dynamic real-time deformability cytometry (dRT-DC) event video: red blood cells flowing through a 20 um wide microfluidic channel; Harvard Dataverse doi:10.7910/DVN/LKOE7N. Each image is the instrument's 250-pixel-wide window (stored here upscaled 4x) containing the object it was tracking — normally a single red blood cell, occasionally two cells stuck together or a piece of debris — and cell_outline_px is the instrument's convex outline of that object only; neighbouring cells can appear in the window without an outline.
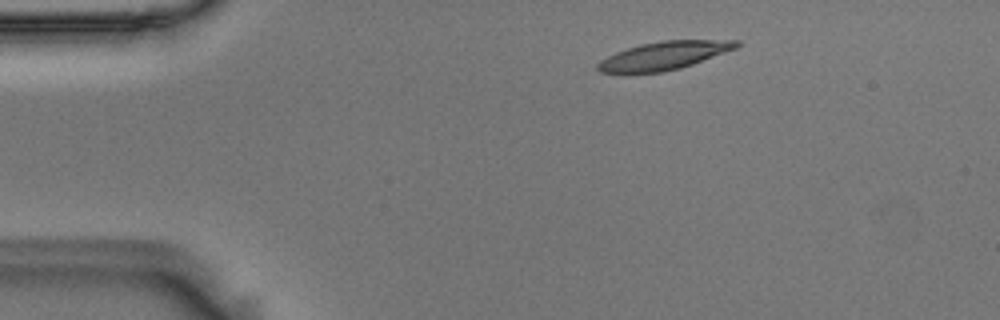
{"species": "Egyptian fruit bat (a non-hibernating species)", "species_latin": "Rousettus aegyptiacus", "temperature_condition": "room temperature", "stored_images_in_passage": 37, "camera_frame_rate_fps": 3000, "um_per_image_px": 0.085, "animal": {"sex": "male"}, "frame": {"image": 1, "passage_image": 1, "time_ms": 0.0, "image_size_px": [1000, 320], "cell_outline_px": [[740, 44], [736, 48], [692, 64], [680, 68], [660, 72], [600, 72], [596, 68], [596, 64], [600, 60], [616, 52], [640, 44], [664, 40], [740, 40]], "centroid_in_image_um": [56.44, 4.71], "position_along_channel_um": 28.6, "area_um2": 22.37}}
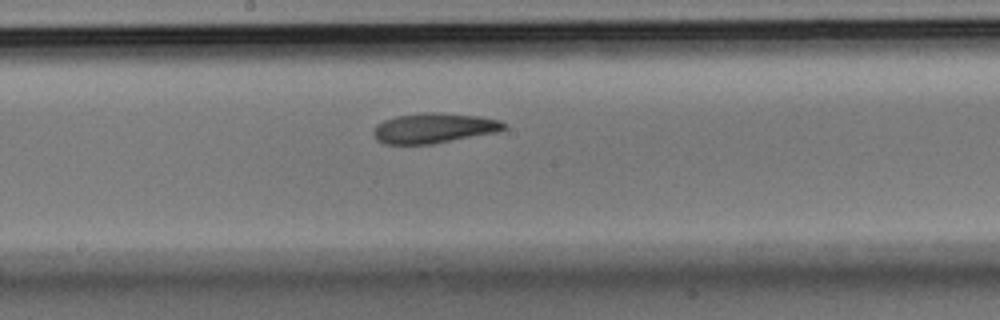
{"frame": {"image": 2, "passage_image": 21, "time_ms": 6.667, "image_size_px": [1000, 320], "cell_outline_px": [[508, 128], [496, 132], [432, 144], [384, 144], [376, 140], [372, 132], [376, 124], [384, 120], [396, 116], [420, 112], [432, 112], [480, 116], [500, 120], [508, 124]], "centroid_in_image_um": [36.87, 10.88], "position_along_channel_um": 211.3, "area_um2": 23.06}}
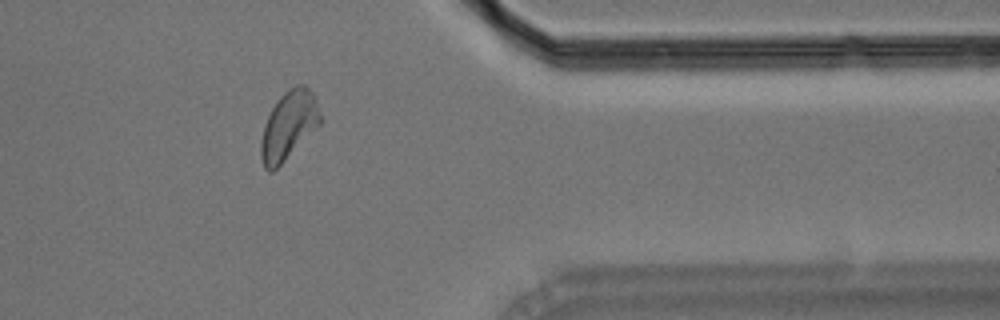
{"frame": {"image": 3, "passage_image": 37, "time_ms": 12.0, "image_size_px": [1000, 320], "cell_outline_px": [[324, 120], [272, 172], [268, 172], [264, 168], [260, 156], [260, 140], [264, 124], [276, 100], [288, 88], [296, 84], [308, 84], [316, 96]], "centroid_in_image_um": [24.56, 10.59], "position_along_channel_um": 386.8, "area_um2": 24.04}, "authors_computed_cell_mechanics": {"area_um2": 22.9466, "velocity_mm_per_s": 3.5837, "shape_relaxation_time_tau1_ms": 4.2309, "shape_relaxation_time_tau2_ms": 3.672, "deformation_change_tau1": 0.1644, "deformation_change_tau2": 0.1015}}